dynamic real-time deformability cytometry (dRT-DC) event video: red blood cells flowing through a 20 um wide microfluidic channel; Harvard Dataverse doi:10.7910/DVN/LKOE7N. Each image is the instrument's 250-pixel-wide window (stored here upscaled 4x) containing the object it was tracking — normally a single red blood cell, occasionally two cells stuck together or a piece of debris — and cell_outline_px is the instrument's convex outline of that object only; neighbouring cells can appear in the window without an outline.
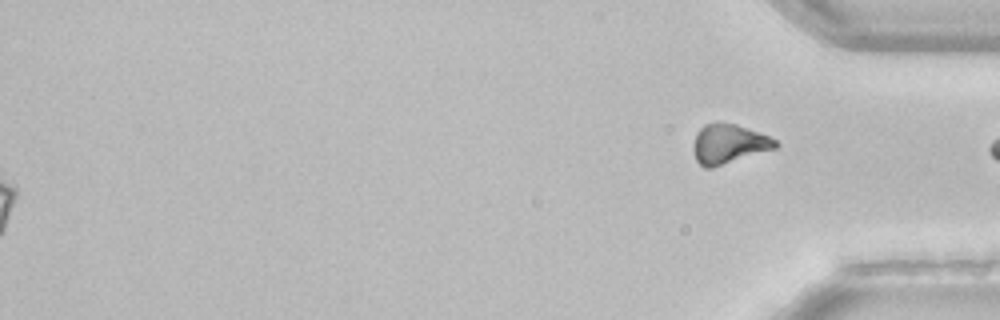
{"species": "common noctule bat (a hibernating species)", "species_latin": "Nyctalus noctula", "temperature_condition": "room temperature", "stored_images_in_passage": 53, "segment_of_instrument_passage": [2, 2], "camera_frame_rate_fps": 3000, "um_per_image_px": 0.085, "animal": {"sex": "female", "body_mass_g": 22.7, "forearm_length_mm": 54.2}, "frame": {"image": 1, "passage_image": 53, "time_ms": 17.333, "image_size_px": [1000, 320], "cell_outline_px": [[780, 144], [776, 148], [712, 168], [704, 168], [696, 160], [692, 148], [692, 144], [696, 132], [704, 124], [716, 120], [736, 124], [748, 128], [768, 136], [776, 140]], "centroid_in_image_um": [61.9, 12.21], "position_along_channel_um": 373.3, "area_um2": 19.25}}